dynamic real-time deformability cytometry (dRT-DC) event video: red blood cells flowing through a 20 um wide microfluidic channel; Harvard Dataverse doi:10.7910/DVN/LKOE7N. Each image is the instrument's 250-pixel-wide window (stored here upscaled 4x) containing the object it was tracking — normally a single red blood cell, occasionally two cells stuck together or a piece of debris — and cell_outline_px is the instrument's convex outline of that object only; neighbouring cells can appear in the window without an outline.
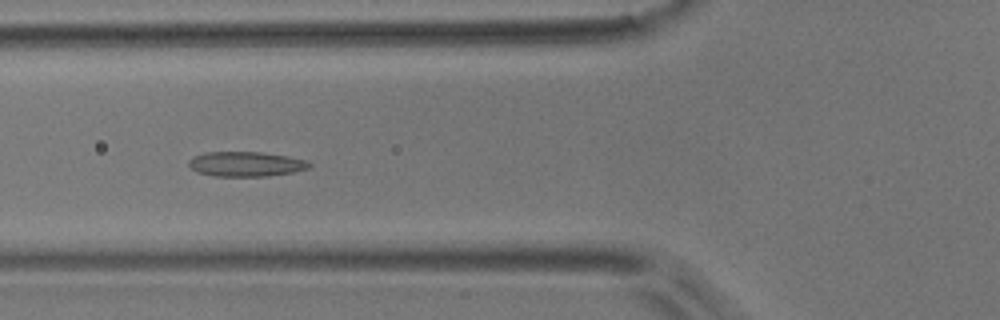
{"species": "common noctule bat (a hibernating species)", "species_latin": "Nyctalus noctula", "temperature_condition": "room temperature", "stored_images_in_passage": 16, "camera_frame_rate_fps": 3000, "um_per_image_px": 0.085, "animal": {"sex": "male", "body_mass_g": 17.9}, "frame": {"image": 1, "passage_image": 10, "time_ms": 3.0, "image_size_px": [1000, 320], "cell_outline_px": [[312, 164], [308, 168], [292, 172], [268, 176], [216, 176], [196, 172], [188, 164], [188, 160], [204, 152], [260, 152], [288, 156], [308, 160]], "centroid_in_image_um": [20.91, 13.94], "position_along_channel_um": 104.9, "area_um2": 17.4}}